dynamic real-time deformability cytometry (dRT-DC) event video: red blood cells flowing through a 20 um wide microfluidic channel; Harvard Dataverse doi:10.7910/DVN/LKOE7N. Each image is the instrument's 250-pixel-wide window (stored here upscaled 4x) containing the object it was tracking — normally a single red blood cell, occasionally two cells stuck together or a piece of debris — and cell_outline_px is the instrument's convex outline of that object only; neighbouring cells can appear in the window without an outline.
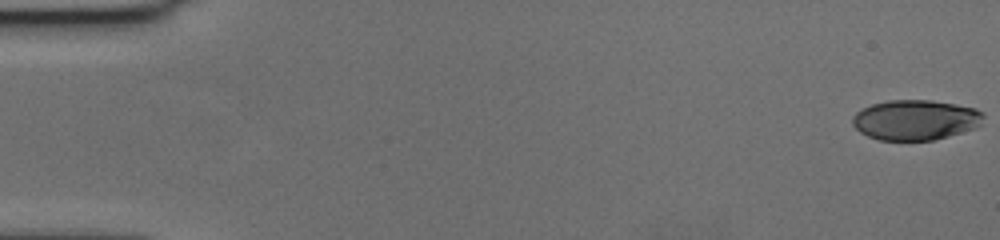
{"species": "human", "species_latin": "Homo sapiens", "temperature_condition": "cold", "stored_images_in_passage": 58, "camera_frame_rate_fps": 3000, "um_per_image_px": 0.085, "donor": {"sex": "female"}, "frame": {"image": 1, "passage_image": 1, "time_ms": 0.0, "image_size_px": [1000, 240], "cell_outline_px": [[984, 116], [980, 124], [976, 128], [948, 136], [932, 140], [880, 140], [868, 136], [860, 132], [852, 124], [852, 116], [856, 112], [872, 104], [888, 100], [932, 100], [956, 104], [976, 108], [984, 112]], "centroid_in_image_um": [77.82, 10.18], "position_along_channel_um": 7.2, "area_um2": 30.75}}
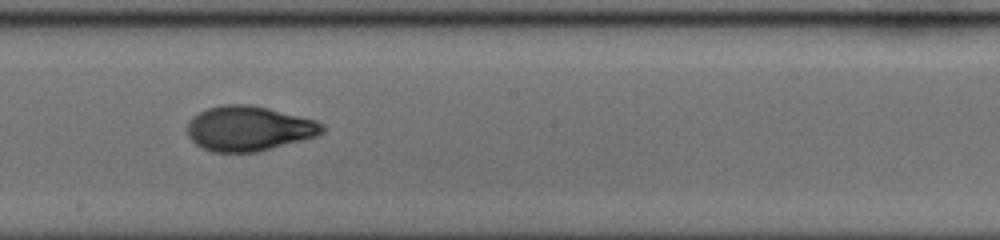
{"frame": {"image": 2, "passage_image": 33, "time_ms": 10.667, "image_size_px": [1000, 240], "cell_outline_px": [[324, 132], [316, 136], [304, 140], [256, 152], [212, 152], [196, 144], [188, 136], [188, 124], [192, 116], [208, 108], [224, 104], [248, 104], [268, 108], [316, 120], [324, 124]], "centroid_in_image_um": [21.17, 10.92], "position_along_channel_um": 227.0, "area_um2": 35.26}}
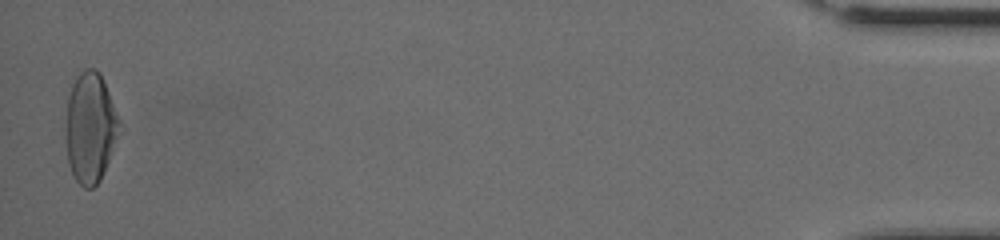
{"frame": {"image": 3, "passage_image": 57, "time_ms": 18.667, "image_size_px": [1000, 240], "cell_outline_px": [[120, 124], [108, 160], [100, 180], [92, 188], [84, 188], [76, 180], [68, 164], [64, 128], [68, 96], [72, 84], [76, 76], [84, 68], [96, 68], [100, 72], [120, 120]], "centroid_in_image_um": [7.62, 10.81], "position_along_channel_um": 427.6, "area_um2": 34.33}, "authors_computed_cell_mechanics": {"area_um2": 33.9575, "velocity_mm_per_s": 3.6577, "shape_relaxation_time_tau1_ms": 6.3165, "shape_relaxation_time_tau2_ms": 1.3692, "deformation_change_tau1": 0.2337, "deformation_change_tau2": 0.0579}}